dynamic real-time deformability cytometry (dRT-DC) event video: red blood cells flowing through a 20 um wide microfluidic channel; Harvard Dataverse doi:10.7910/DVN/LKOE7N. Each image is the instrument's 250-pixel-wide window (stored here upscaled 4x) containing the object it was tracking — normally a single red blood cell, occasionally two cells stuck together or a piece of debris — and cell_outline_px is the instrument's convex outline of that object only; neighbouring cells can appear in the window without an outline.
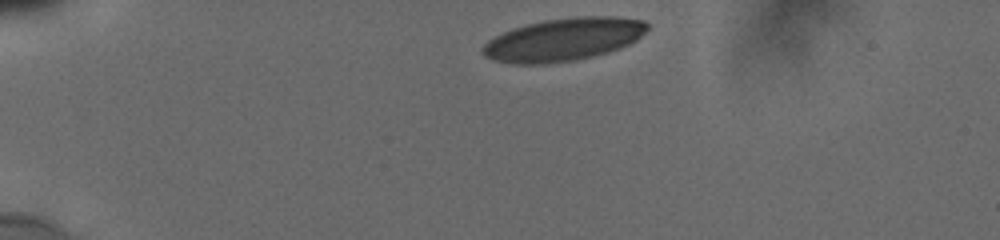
{"species": "human", "species_latin": "Homo sapiens", "temperature_condition": "cold", "stored_images_in_passage": 5, "camera_frame_rate_fps": 3000, "um_per_image_px": 0.085, "donor": {"sex": "male"}, "frame": {"image": 1, "passage_image": 1, "time_ms": 0.0, "image_size_px": [1000, 240], "cell_outline_px": [[648, 28], [636, 40], [620, 48], [608, 52], [592, 56], [572, 60], [540, 64], [512, 64], [492, 60], [484, 56], [480, 52], [480, 48], [488, 40], [512, 28], [544, 20], [576, 16], [616, 16], [644, 20], [648, 24]], "centroid_in_image_um": [47.87, 3.35], "position_along_channel_um": 37.1, "area_um2": 41.1}}